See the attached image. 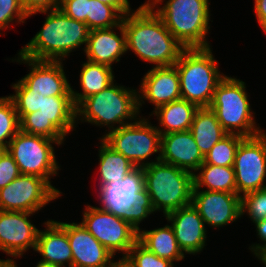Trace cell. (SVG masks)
I'll list each match as a JSON object with an SVG mask.
<instances>
[{"label": "cell", "instance_id": "cell-23", "mask_svg": "<svg viewBox=\"0 0 266 267\" xmlns=\"http://www.w3.org/2000/svg\"><path fill=\"white\" fill-rule=\"evenodd\" d=\"M197 109L195 104L181 98L158 107L149 115L157 117L159 126L156 128L161 135H164L190 130Z\"/></svg>", "mask_w": 266, "mask_h": 267}, {"label": "cell", "instance_id": "cell-18", "mask_svg": "<svg viewBox=\"0 0 266 267\" xmlns=\"http://www.w3.org/2000/svg\"><path fill=\"white\" fill-rule=\"evenodd\" d=\"M138 91L139 112L144 100L152 103L153 111L181 99L180 78L176 66L152 67L143 76Z\"/></svg>", "mask_w": 266, "mask_h": 267}, {"label": "cell", "instance_id": "cell-25", "mask_svg": "<svg viewBox=\"0 0 266 267\" xmlns=\"http://www.w3.org/2000/svg\"><path fill=\"white\" fill-rule=\"evenodd\" d=\"M195 142L205 157L228 133L222 128L215 112L210 107L198 108L190 128Z\"/></svg>", "mask_w": 266, "mask_h": 267}, {"label": "cell", "instance_id": "cell-22", "mask_svg": "<svg viewBox=\"0 0 266 267\" xmlns=\"http://www.w3.org/2000/svg\"><path fill=\"white\" fill-rule=\"evenodd\" d=\"M43 225L46 228L39 231L35 247V252L42 256L39 262L72 267V250L67 231L56 220L49 219Z\"/></svg>", "mask_w": 266, "mask_h": 267}, {"label": "cell", "instance_id": "cell-44", "mask_svg": "<svg viewBox=\"0 0 266 267\" xmlns=\"http://www.w3.org/2000/svg\"><path fill=\"white\" fill-rule=\"evenodd\" d=\"M106 4L114 6L123 16L129 14L133 10L130 7L129 0H101Z\"/></svg>", "mask_w": 266, "mask_h": 267}, {"label": "cell", "instance_id": "cell-8", "mask_svg": "<svg viewBox=\"0 0 266 267\" xmlns=\"http://www.w3.org/2000/svg\"><path fill=\"white\" fill-rule=\"evenodd\" d=\"M101 139L135 167L160 161L161 133L146 117L141 116L128 125L107 132ZM155 153H159L158 156L154 161H149V157Z\"/></svg>", "mask_w": 266, "mask_h": 267}, {"label": "cell", "instance_id": "cell-19", "mask_svg": "<svg viewBox=\"0 0 266 267\" xmlns=\"http://www.w3.org/2000/svg\"><path fill=\"white\" fill-rule=\"evenodd\" d=\"M174 231L179 247L186 254L197 255L207 245V228L192 204L165 216Z\"/></svg>", "mask_w": 266, "mask_h": 267}, {"label": "cell", "instance_id": "cell-32", "mask_svg": "<svg viewBox=\"0 0 266 267\" xmlns=\"http://www.w3.org/2000/svg\"><path fill=\"white\" fill-rule=\"evenodd\" d=\"M20 131V119L9 96L0 97V148L6 150L12 138Z\"/></svg>", "mask_w": 266, "mask_h": 267}, {"label": "cell", "instance_id": "cell-36", "mask_svg": "<svg viewBox=\"0 0 266 267\" xmlns=\"http://www.w3.org/2000/svg\"><path fill=\"white\" fill-rule=\"evenodd\" d=\"M245 213L252 223L266 219V187L241 196V216Z\"/></svg>", "mask_w": 266, "mask_h": 267}, {"label": "cell", "instance_id": "cell-28", "mask_svg": "<svg viewBox=\"0 0 266 267\" xmlns=\"http://www.w3.org/2000/svg\"><path fill=\"white\" fill-rule=\"evenodd\" d=\"M193 174V190L236 193L233 167L202 164ZM199 172V173H198ZM206 187V189L204 188Z\"/></svg>", "mask_w": 266, "mask_h": 267}, {"label": "cell", "instance_id": "cell-26", "mask_svg": "<svg viewBox=\"0 0 266 267\" xmlns=\"http://www.w3.org/2000/svg\"><path fill=\"white\" fill-rule=\"evenodd\" d=\"M80 70V87L82 92L74 91L71 86L72 99L77 106L83 99L97 94L115 81L113 67L104 64L86 61Z\"/></svg>", "mask_w": 266, "mask_h": 267}, {"label": "cell", "instance_id": "cell-15", "mask_svg": "<svg viewBox=\"0 0 266 267\" xmlns=\"http://www.w3.org/2000/svg\"><path fill=\"white\" fill-rule=\"evenodd\" d=\"M145 188L142 167H136L121 181H116L98 190L100 210L109 212L131 225V207L137 195Z\"/></svg>", "mask_w": 266, "mask_h": 267}, {"label": "cell", "instance_id": "cell-31", "mask_svg": "<svg viewBox=\"0 0 266 267\" xmlns=\"http://www.w3.org/2000/svg\"><path fill=\"white\" fill-rule=\"evenodd\" d=\"M244 138L237 134H227L208 152L203 164L233 167L237 149Z\"/></svg>", "mask_w": 266, "mask_h": 267}, {"label": "cell", "instance_id": "cell-2", "mask_svg": "<svg viewBox=\"0 0 266 267\" xmlns=\"http://www.w3.org/2000/svg\"><path fill=\"white\" fill-rule=\"evenodd\" d=\"M38 13L48 15L41 30L19 50V55L33 60L63 61L81 45L85 51L90 31L85 22L70 18L59 8Z\"/></svg>", "mask_w": 266, "mask_h": 267}, {"label": "cell", "instance_id": "cell-42", "mask_svg": "<svg viewBox=\"0 0 266 267\" xmlns=\"http://www.w3.org/2000/svg\"><path fill=\"white\" fill-rule=\"evenodd\" d=\"M254 225L256 227V233L259 237V241L261 240L260 242H262V244L254 243L249 247L252 251L251 253L256 256L262 250L266 249V219L254 222Z\"/></svg>", "mask_w": 266, "mask_h": 267}, {"label": "cell", "instance_id": "cell-30", "mask_svg": "<svg viewBox=\"0 0 266 267\" xmlns=\"http://www.w3.org/2000/svg\"><path fill=\"white\" fill-rule=\"evenodd\" d=\"M123 15L101 0H88L87 26L89 30L108 29L119 25Z\"/></svg>", "mask_w": 266, "mask_h": 267}, {"label": "cell", "instance_id": "cell-48", "mask_svg": "<svg viewBox=\"0 0 266 267\" xmlns=\"http://www.w3.org/2000/svg\"><path fill=\"white\" fill-rule=\"evenodd\" d=\"M35 267H59L56 265H51V264H44L38 261L37 265H35Z\"/></svg>", "mask_w": 266, "mask_h": 267}, {"label": "cell", "instance_id": "cell-37", "mask_svg": "<svg viewBox=\"0 0 266 267\" xmlns=\"http://www.w3.org/2000/svg\"><path fill=\"white\" fill-rule=\"evenodd\" d=\"M28 15L25 12L21 0H0V34L1 30L9 28L15 22L25 23Z\"/></svg>", "mask_w": 266, "mask_h": 267}, {"label": "cell", "instance_id": "cell-16", "mask_svg": "<svg viewBox=\"0 0 266 267\" xmlns=\"http://www.w3.org/2000/svg\"><path fill=\"white\" fill-rule=\"evenodd\" d=\"M191 204L208 227H225L242 217L237 193L193 190Z\"/></svg>", "mask_w": 266, "mask_h": 267}, {"label": "cell", "instance_id": "cell-9", "mask_svg": "<svg viewBox=\"0 0 266 267\" xmlns=\"http://www.w3.org/2000/svg\"><path fill=\"white\" fill-rule=\"evenodd\" d=\"M53 144L60 146L56 140L20 130L12 138L6 151L18 165L20 174L35 175L46 179L51 184V178L61 170Z\"/></svg>", "mask_w": 266, "mask_h": 267}, {"label": "cell", "instance_id": "cell-20", "mask_svg": "<svg viewBox=\"0 0 266 267\" xmlns=\"http://www.w3.org/2000/svg\"><path fill=\"white\" fill-rule=\"evenodd\" d=\"M160 161L194 174L203 164L204 156L187 130L161 135Z\"/></svg>", "mask_w": 266, "mask_h": 267}, {"label": "cell", "instance_id": "cell-40", "mask_svg": "<svg viewBox=\"0 0 266 267\" xmlns=\"http://www.w3.org/2000/svg\"><path fill=\"white\" fill-rule=\"evenodd\" d=\"M59 9L70 18L87 24L88 0H60Z\"/></svg>", "mask_w": 266, "mask_h": 267}, {"label": "cell", "instance_id": "cell-27", "mask_svg": "<svg viewBox=\"0 0 266 267\" xmlns=\"http://www.w3.org/2000/svg\"><path fill=\"white\" fill-rule=\"evenodd\" d=\"M28 114L43 115L65 136L74 131L78 124L72 96H44L40 110Z\"/></svg>", "mask_w": 266, "mask_h": 267}, {"label": "cell", "instance_id": "cell-17", "mask_svg": "<svg viewBox=\"0 0 266 267\" xmlns=\"http://www.w3.org/2000/svg\"><path fill=\"white\" fill-rule=\"evenodd\" d=\"M58 223L67 231L72 250V267H112L118 260L82 223Z\"/></svg>", "mask_w": 266, "mask_h": 267}, {"label": "cell", "instance_id": "cell-49", "mask_svg": "<svg viewBox=\"0 0 266 267\" xmlns=\"http://www.w3.org/2000/svg\"><path fill=\"white\" fill-rule=\"evenodd\" d=\"M153 0H148L144 2V5H149Z\"/></svg>", "mask_w": 266, "mask_h": 267}, {"label": "cell", "instance_id": "cell-43", "mask_svg": "<svg viewBox=\"0 0 266 267\" xmlns=\"http://www.w3.org/2000/svg\"><path fill=\"white\" fill-rule=\"evenodd\" d=\"M254 10L258 25L266 33V0H254Z\"/></svg>", "mask_w": 266, "mask_h": 267}, {"label": "cell", "instance_id": "cell-29", "mask_svg": "<svg viewBox=\"0 0 266 267\" xmlns=\"http://www.w3.org/2000/svg\"><path fill=\"white\" fill-rule=\"evenodd\" d=\"M100 148L98 149L99 159V183L98 187L116 181H121L136 167L121 153L115 152L100 138Z\"/></svg>", "mask_w": 266, "mask_h": 267}, {"label": "cell", "instance_id": "cell-21", "mask_svg": "<svg viewBox=\"0 0 266 267\" xmlns=\"http://www.w3.org/2000/svg\"><path fill=\"white\" fill-rule=\"evenodd\" d=\"M116 29L120 31V37ZM84 53L88 61L109 67L114 62H119L121 56L127 53L126 33L122 22L112 28L90 30Z\"/></svg>", "mask_w": 266, "mask_h": 267}, {"label": "cell", "instance_id": "cell-4", "mask_svg": "<svg viewBox=\"0 0 266 267\" xmlns=\"http://www.w3.org/2000/svg\"><path fill=\"white\" fill-rule=\"evenodd\" d=\"M153 0L149 6L185 48H208L209 0ZM157 8V9H156ZM207 35V36H206Z\"/></svg>", "mask_w": 266, "mask_h": 267}, {"label": "cell", "instance_id": "cell-45", "mask_svg": "<svg viewBox=\"0 0 266 267\" xmlns=\"http://www.w3.org/2000/svg\"><path fill=\"white\" fill-rule=\"evenodd\" d=\"M0 267H18L17 266V263H16V260L14 259H6V260H3V259H0Z\"/></svg>", "mask_w": 266, "mask_h": 267}, {"label": "cell", "instance_id": "cell-34", "mask_svg": "<svg viewBox=\"0 0 266 267\" xmlns=\"http://www.w3.org/2000/svg\"><path fill=\"white\" fill-rule=\"evenodd\" d=\"M11 87L15 90V94H10L9 97L14 102L20 120L28 113L40 110L45 95L32 93V90L21 80L12 84Z\"/></svg>", "mask_w": 266, "mask_h": 267}, {"label": "cell", "instance_id": "cell-33", "mask_svg": "<svg viewBox=\"0 0 266 267\" xmlns=\"http://www.w3.org/2000/svg\"><path fill=\"white\" fill-rule=\"evenodd\" d=\"M20 130L56 140L60 145L64 144L66 137L48 118L41 114H26L20 120Z\"/></svg>", "mask_w": 266, "mask_h": 267}, {"label": "cell", "instance_id": "cell-1", "mask_svg": "<svg viewBox=\"0 0 266 267\" xmlns=\"http://www.w3.org/2000/svg\"><path fill=\"white\" fill-rule=\"evenodd\" d=\"M126 51H132L152 67L174 66L185 47L165 27L149 5L141 4L122 18Z\"/></svg>", "mask_w": 266, "mask_h": 267}, {"label": "cell", "instance_id": "cell-11", "mask_svg": "<svg viewBox=\"0 0 266 267\" xmlns=\"http://www.w3.org/2000/svg\"><path fill=\"white\" fill-rule=\"evenodd\" d=\"M82 225L115 257L117 252L123 260L138 241V231L127 221L87 204L84 207Z\"/></svg>", "mask_w": 266, "mask_h": 267}, {"label": "cell", "instance_id": "cell-6", "mask_svg": "<svg viewBox=\"0 0 266 267\" xmlns=\"http://www.w3.org/2000/svg\"><path fill=\"white\" fill-rule=\"evenodd\" d=\"M144 186L155 213L164 216L191 204L193 174L161 161L142 167Z\"/></svg>", "mask_w": 266, "mask_h": 267}, {"label": "cell", "instance_id": "cell-10", "mask_svg": "<svg viewBox=\"0 0 266 267\" xmlns=\"http://www.w3.org/2000/svg\"><path fill=\"white\" fill-rule=\"evenodd\" d=\"M61 195L62 192L46 179L20 174L0 189V210L38 213Z\"/></svg>", "mask_w": 266, "mask_h": 267}, {"label": "cell", "instance_id": "cell-46", "mask_svg": "<svg viewBox=\"0 0 266 267\" xmlns=\"http://www.w3.org/2000/svg\"><path fill=\"white\" fill-rule=\"evenodd\" d=\"M255 257H257L260 260L261 264H263L264 267H266V249L262 250Z\"/></svg>", "mask_w": 266, "mask_h": 267}, {"label": "cell", "instance_id": "cell-5", "mask_svg": "<svg viewBox=\"0 0 266 267\" xmlns=\"http://www.w3.org/2000/svg\"><path fill=\"white\" fill-rule=\"evenodd\" d=\"M211 47L185 48L175 63L181 98L198 108L209 107L216 87L226 76L218 68Z\"/></svg>", "mask_w": 266, "mask_h": 267}, {"label": "cell", "instance_id": "cell-14", "mask_svg": "<svg viewBox=\"0 0 266 267\" xmlns=\"http://www.w3.org/2000/svg\"><path fill=\"white\" fill-rule=\"evenodd\" d=\"M12 62L24 63L29 66V73L20 79L32 93L45 96H72L63 66V61H41L25 58L17 53Z\"/></svg>", "mask_w": 266, "mask_h": 267}, {"label": "cell", "instance_id": "cell-3", "mask_svg": "<svg viewBox=\"0 0 266 267\" xmlns=\"http://www.w3.org/2000/svg\"><path fill=\"white\" fill-rule=\"evenodd\" d=\"M115 82L97 94L83 99L76 106V122L106 126V134L107 131L128 125L140 117L138 91Z\"/></svg>", "mask_w": 266, "mask_h": 267}, {"label": "cell", "instance_id": "cell-47", "mask_svg": "<svg viewBox=\"0 0 266 267\" xmlns=\"http://www.w3.org/2000/svg\"><path fill=\"white\" fill-rule=\"evenodd\" d=\"M112 267H130L124 260H118Z\"/></svg>", "mask_w": 266, "mask_h": 267}, {"label": "cell", "instance_id": "cell-24", "mask_svg": "<svg viewBox=\"0 0 266 267\" xmlns=\"http://www.w3.org/2000/svg\"><path fill=\"white\" fill-rule=\"evenodd\" d=\"M138 241L158 257L173 263L180 262L185 258V254L178 245L174 231L168 223L163 227L148 231L140 229Z\"/></svg>", "mask_w": 266, "mask_h": 267}, {"label": "cell", "instance_id": "cell-13", "mask_svg": "<svg viewBox=\"0 0 266 267\" xmlns=\"http://www.w3.org/2000/svg\"><path fill=\"white\" fill-rule=\"evenodd\" d=\"M31 215L35 213L0 210V251L16 259L30 248L35 251L40 229L29 219Z\"/></svg>", "mask_w": 266, "mask_h": 267}, {"label": "cell", "instance_id": "cell-38", "mask_svg": "<svg viewBox=\"0 0 266 267\" xmlns=\"http://www.w3.org/2000/svg\"><path fill=\"white\" fill-rule=\"evenodd\" d=\"M154 212L151 198L144 188L138 193L136 201L131 207V226L139 232L141 229L139 227L140 223Z\"/></svg>", "mask_w": 266, "mask_h": 267}, {"label": "cell", "instance_id": "cell-39", "mask_svg": "<svg viewBox=\"0 0 266 267\" xmlns=\"http://www.w3.org/2000/svg\"><path fill=\"white\" fill-rule=\"evenodd\" d=\"M20 175L18 165L6 151L0 153V189L7 186Z\"/></svg>", "mask_w": 266, "mask_h": 267}, {"label": "cell", "instance_id": "cell-41", "mask_svg": "<svg viewBox=\"0 0 266 267\" xmlns=\"http://www.w3.org/2000/svg\"><path fill=\"white\" fill-rule=\"evenodd\" d=\"M28 18L38 12L59 8L60 0H21Z\"/></svg>", "mask_w": 266, "mask_h": 267}, {"label": "cell", "instance_id": "cell-35", "mask_svg": "<svg viewBox=\"0 0 266 267\" xmlns=\"http://www.w3.org/2000/svg\"><path fill=\"white\" fill-rule=\"evenodd\" d=\"M130 267H174V263L158 257L139 241L129 250L128 255L123 259Z\"/></svg>", "mask_w": 266, "mask_h": 267}, {"label": "cell", "instance_id": "cell-7", "mask_svg": "<svg viewBox=\"0 0 266 267\" xmlns=\"http://www.w3.org/2000/svg\"><path fill=\"white\" fill-rule=\"evenodd\" d=\"M248 97L246 83L235 77L226 75L216 87L209 107L228 134L253 137L264 131L255 122Z\"/></svg>", "mask_w": 266, "mask_h": 267}, {"label": "cell", "instance_id": "cell-12", "mask_svg": "<svg viewBox=\"0 0 266 267\" xmlns=\"http://www.w3.org/2000/svg\"><path fill=\"white\" fill-rule=\"evenodd\" d=\"M236 193H246L266 187V133L245 137L234 160ZM242 194V195H241Z\"/></svg>", "mask_w": 266, "mask_h": 267}]
</instances>
